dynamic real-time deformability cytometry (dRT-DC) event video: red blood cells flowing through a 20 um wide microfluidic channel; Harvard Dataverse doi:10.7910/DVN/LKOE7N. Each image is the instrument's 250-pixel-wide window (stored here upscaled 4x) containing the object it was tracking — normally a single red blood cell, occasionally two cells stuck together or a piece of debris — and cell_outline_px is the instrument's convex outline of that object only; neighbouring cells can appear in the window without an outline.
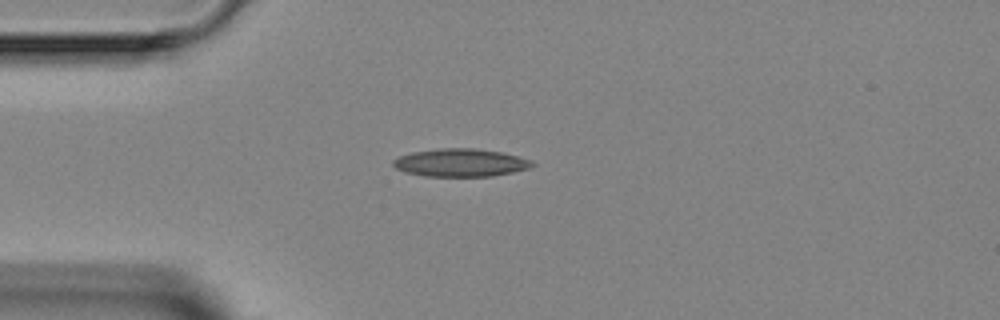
{"species": "Egyptian fruit bat (a non-hibernating species)", "species_latin": "Rousettus aegyptiacus", "temperature_condition": "room temperature", "stored_images_in_passage": 3, "camera_frame_rate_fps": 3000, "um_per_image_px": 0.085, "animal": {"sex": "female"}, "frame": {"image": 1, "passage_image": 3, "time_ms": 4.667, "image_size_px": [1000, 320], "cell_outline_px": [[536, 164], [528, 168], [512, 172], [492, 176], [424, 176], [404, 172], [396, 168], [392, 164], [392, 160], [400, 156], [412, 152], [440, 148], [476, 148], [500, 152], [532, 160]], "centroid_in_image_um": [39.12, 13.83], "position_along_channel_um": 45.9, "area_um2": 22.54}}